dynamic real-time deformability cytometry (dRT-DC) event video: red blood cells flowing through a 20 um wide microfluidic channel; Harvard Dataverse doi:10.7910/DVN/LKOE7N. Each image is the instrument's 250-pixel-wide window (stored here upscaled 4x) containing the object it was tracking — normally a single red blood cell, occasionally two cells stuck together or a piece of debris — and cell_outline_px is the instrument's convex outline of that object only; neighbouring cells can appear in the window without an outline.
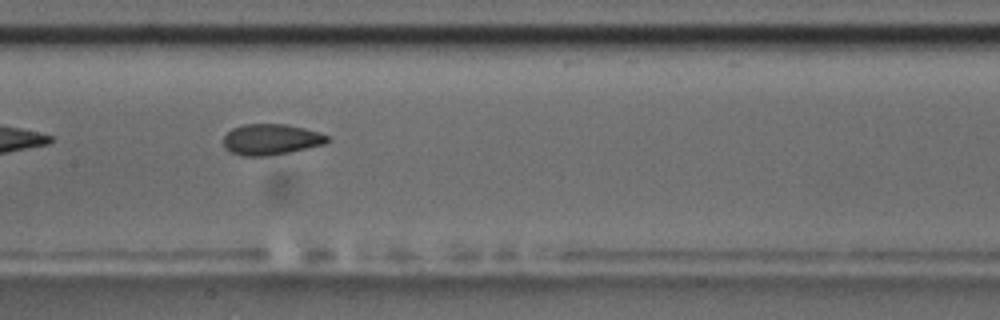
{"species": "common noctule bat (a hibernating species)", "species_latin": "Nyctalus noctula", "temperature_condition": "room temperature", "stored_images_in_passage": 12, "camera_frame_rate_fps": 3000, "um_per_image_px": 0.085, "animal": {"sex": "male", "body_mass_g": 17.5, "forearm_length_mm": 52.3}, "frame": {"image": 1, "passage_image": 9, "time_ms": 9.0, "image_size_px": [1000, 320], "cell_outline_px": [[332, 136], [324, 144], [288, 152], [268, 156], [244, 156], [232, 152], [224, 148], [224, 136], [232, 128], [244, 124], [284, 124], [304, 128]], "centroid_in_image_um": [23.03, 11.85], "position_along_channel_um": 184.4, "area_um2": 18.61}}